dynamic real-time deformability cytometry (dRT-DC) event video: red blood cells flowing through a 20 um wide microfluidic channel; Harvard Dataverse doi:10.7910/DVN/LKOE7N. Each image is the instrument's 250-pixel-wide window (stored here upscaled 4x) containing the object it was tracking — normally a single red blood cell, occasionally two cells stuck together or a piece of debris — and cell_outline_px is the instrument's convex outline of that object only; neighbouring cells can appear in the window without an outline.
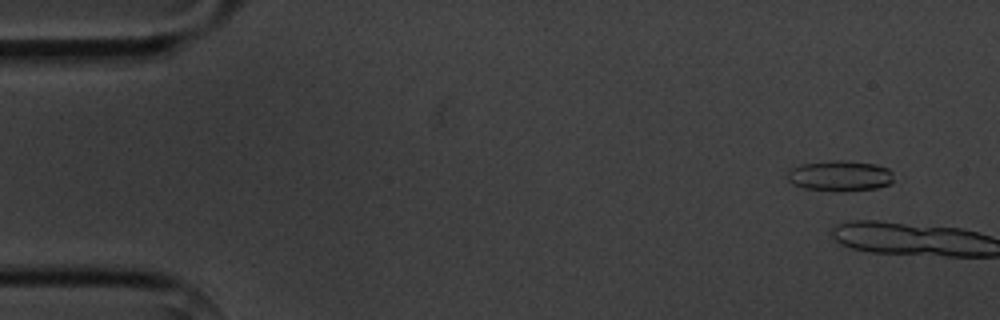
{"species": "common noctule bat (a hibernating species)", "species_latin": "Nyctalus noctula", "temperature_condition": "cold", "stored_images_in_passage": 2, "camera_frame_rate_fps": 3000, "um_per_image_px": 0.085, "animal": {"sex": "male", "body_mass_g": 20.1, "forearm_length_mm": 53.5}, "frame": {"image": 1, "passage_image": 1, "time_ms": 0.0, "image_size_px": [1000, 320], "cell_outline_px": [[892, 184], [876, 188], [844, 192], [840, 192], [804, 188], [792, 184], [788, 180], [788, 172], [792, 168], [800, 164], [832, 160], [844, 160], [876, 164], [888, 168], [892, 172]], "centroid_in_image_um": [71.41, 14.95], "position_along_channel_um": 13.6, "area_um2": 19.19}}